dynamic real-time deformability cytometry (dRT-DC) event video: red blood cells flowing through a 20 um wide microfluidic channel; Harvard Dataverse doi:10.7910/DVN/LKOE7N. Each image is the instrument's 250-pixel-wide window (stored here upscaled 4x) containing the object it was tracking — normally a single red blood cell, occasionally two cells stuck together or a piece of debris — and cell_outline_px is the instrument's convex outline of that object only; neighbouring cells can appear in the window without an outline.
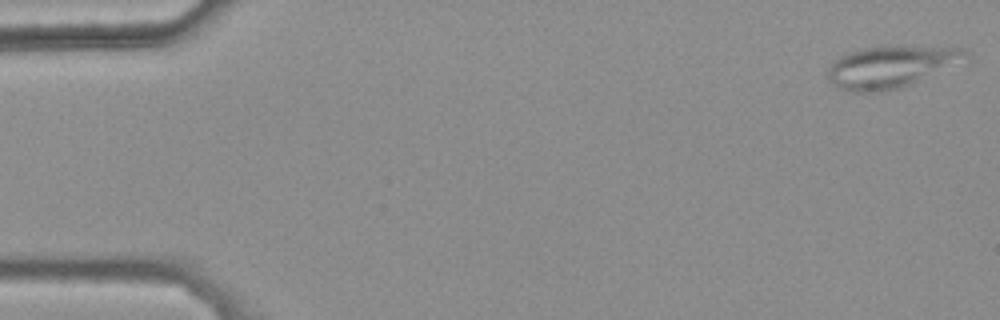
{"species": "common noctule bat (a hibernating species)", "species_latin": "Nyctalus noctula", "temperature_condition": "warm", "stored_images_in_passage": 48, "camera_frame_rate_fps": 3000, "um_per_image_px": 0.085, "animal": {"sex": "female", "body_mass_g": 25.1}, "frame": {"image": 1, "passage_image": 1, "time_ms": 0.0, "image_size_px": [1000, 320], "cell_outline_px": [[968, 52], [912, 84], [900, 88], [880, 92], [852, 92], [840, 88], [832, 84], [828, 80], [828, 68], [832, 60], [848, 52], [864, 48], [884, 44], [888, 44], [964, 48]], "centroid_in_image_um": [75.51, 5.65], "position_along_channel_um": 9.5, "area_um2": 33.0}}
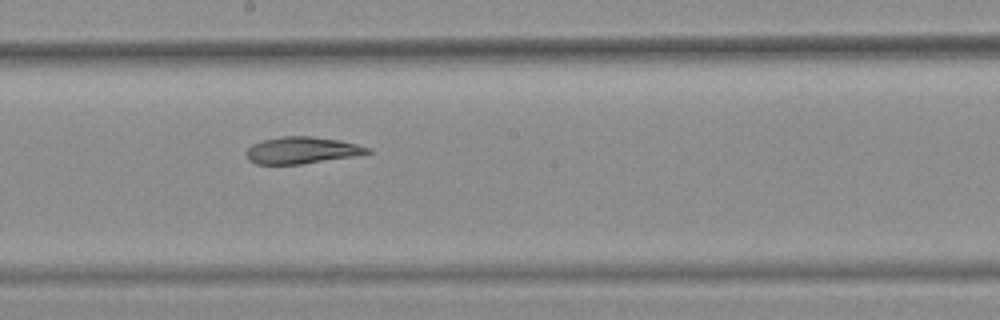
{"frame": {"image": 2, "passage_image": 29, "time_ms": 9.333, "image_size_px": [1000, 320], "cell_outline_px": [[372, 152], [364, 156], [300, 164], [256, 164], [248, 160], [244, 152], [252, 144], [264, 140], [284, 136], [312, 136], [340, 140], [372, 148]], "centroid_in_image_um": [25.73, 12.78], "position_along_channel_um": 222.5, "area_um2": 19.36}}
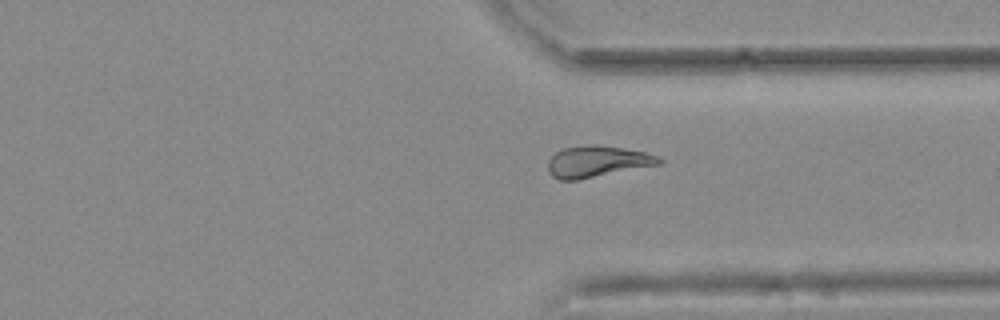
{"frame": {"image": 3, "passage_image": 40, "time_ms": 13.0, "image_size_px": [1000, 320], "cell_outline_px": [[664, 160], [660, 164], [576, 180], [560, 180], [552, 176], [548, 172], [548, 160], [556, 152], [564, 148], [588, 144], [596, 144], [624, 148], [644, 152], [656, 156]], "centroid_in_image_um": [50.73, 13.72], "position_along_channel_um": 360.7, "area_um2": 20.17}, "authors_computed_cell_mechanics": {"area_um2": 20.1433, "velocity_mm_per_s": 3.7503, "shape_relaxation_time_tau1_ms": null, "shape_relaxation_time_tau2_ms": 5.1551, "deformation_change_tau1": null, "deformation_change_tau2": 0.1205}}